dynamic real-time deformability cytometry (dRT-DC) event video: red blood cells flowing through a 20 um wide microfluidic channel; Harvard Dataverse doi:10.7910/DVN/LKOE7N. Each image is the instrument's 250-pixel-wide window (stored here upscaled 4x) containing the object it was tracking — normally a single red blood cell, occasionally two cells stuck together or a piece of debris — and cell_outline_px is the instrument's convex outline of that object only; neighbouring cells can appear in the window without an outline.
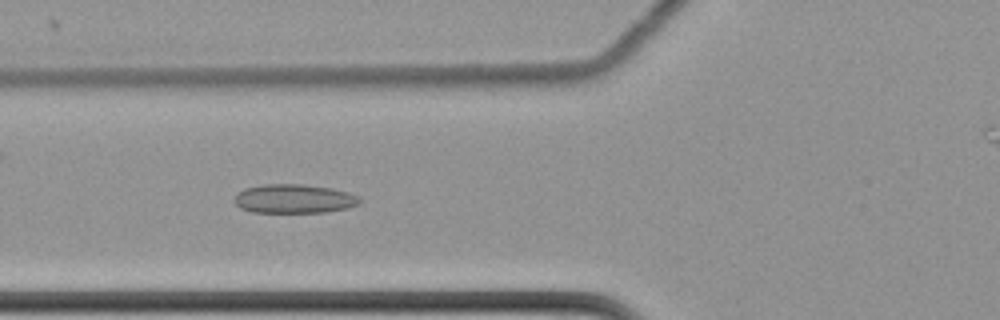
{"species": "common noctule bat (a hibernating species)", "species_latin": "Nyctalus noctula", "temperature_condition": "cold", "stored_images_in_passage": 47, "camera_frame_rate_fps": 3000, "um_per_image_px": 0.085, "animal": {"sex": "female", "body_mass_g": 22.7, "forearm_length_mm": 54.2}, "frame": {"image": 1, "passage_image": 16, "time_ms": 5.0, "image_size_px": [1000, 320], "cell_outline_px": [[360, 204], [348, 208], [324, 212], [252, 212], [240, 208], [236, 204], [236, 196], [244, 188], [264, 184], [304, 184], [332, 188], [348, 192], [356, 196], [360, 200]], "centroid_in_image_um": [25.01, 16.89], "position_along_channel_um": 100.8, "area_um2": 21.04}}
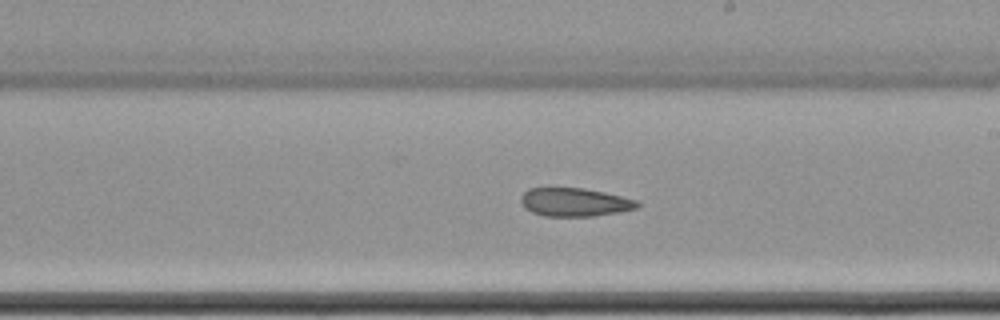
{"frame": {"image": 2, "passage_image": 28, "time_ms": 9.0, "image_size_px": [1000, 320], "cell_outline_px": [[640, 208], [620, 212], [592, 216], [544, 216], [532, 212], [524, 208], [520, 200], [520, 196], [528, 188], [584, 188], [604, 192], [636, 200], [640, 204]], "centroid_in_image_um": [48.84, 17.19], "position_along_channel_um": 240.2, "area_um2": 19.36}}
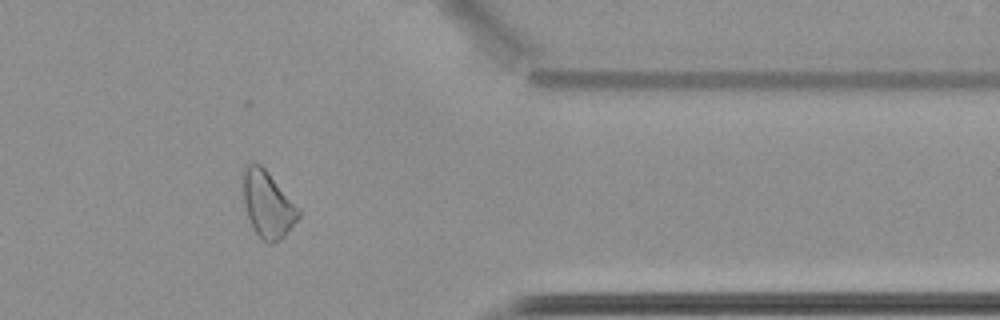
{"frame": {"image": 3, "passage_image": 42, "time_ms": 13.667, "image_size_px": [1000, 320], "cell_outline_px": [[300, 216], [284, 236], [280, 240], [272, 244], [268, 244], [252, 228], [244, 204], [244, 168], [248, 164], [260, 164], [268, 172], [300, 208]], "centroid_in_image_um": [22.78, 17.4], "position_along_channel_um": 388.6, "area_um2": 21.15}}